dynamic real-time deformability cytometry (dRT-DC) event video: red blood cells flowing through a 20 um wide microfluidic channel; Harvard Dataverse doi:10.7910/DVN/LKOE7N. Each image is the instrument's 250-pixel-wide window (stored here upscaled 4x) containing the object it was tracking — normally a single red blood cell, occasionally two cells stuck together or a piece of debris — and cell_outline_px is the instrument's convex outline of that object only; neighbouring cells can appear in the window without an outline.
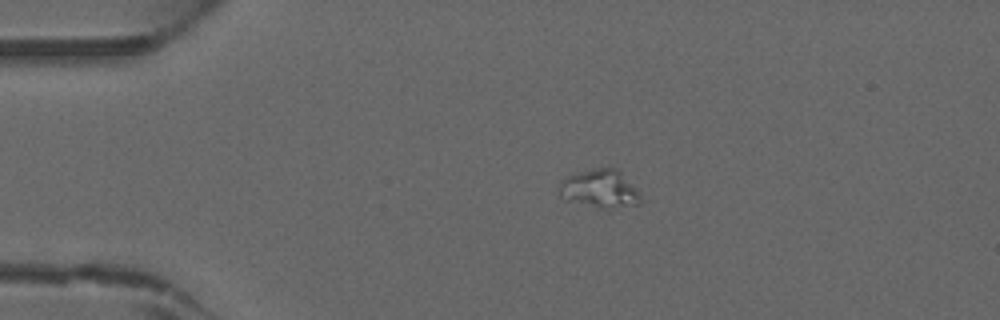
{"species": "common noctule bat (a hibernating species)", "species_latin": "Nyctalus noctula", "temperature_condition": "warm", "stored_images_in_passage": 37, "camera_frame_rate_fps": 3000, "um_per_image_px": 0.085, "animal": {"sex": "male", "forearm_length_mm": 52.5}, "frame": {"image": 1, "passage_image": 1, "time_ms": 0.0, "image_size_px": [1000, 320], "cell_outline_px": [[640, 204], [596, 204], [568, 200], [560, 196], [560, 180], [568, 176], [592, 168], [616, 168], [640, 192]], "centroid_in_image_um": [50.96, 15.95], "position_along_channel_um": 34.0, "area_um2": 16.7}}
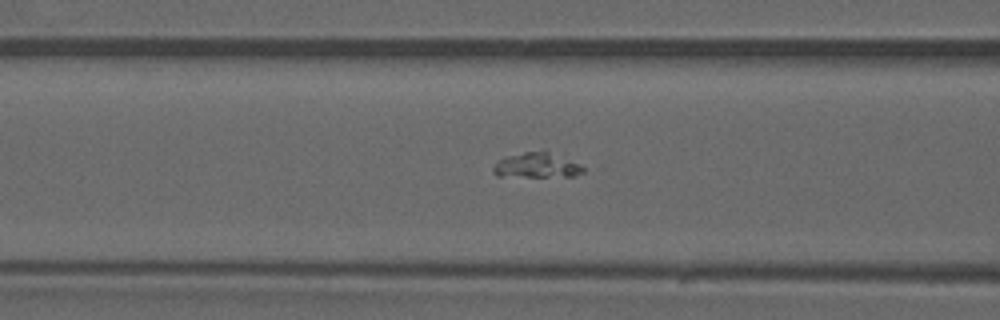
{"frame": {"image": 2, "passage_image": 10, "time_ms": 3.0, "image_size_px": [1000, 320], "cell_outline_px": [[584, 172], [572, 176], [496, 176], [492, 172], [492, 168], [500, 160], [508, 156], [524, 152], [548, 152], [580, 164], [584, 168]], "centroid_in_image_um": [45.6, 14.08], "position_along_channel_um": 121.0, "area_um2": 12.66}}
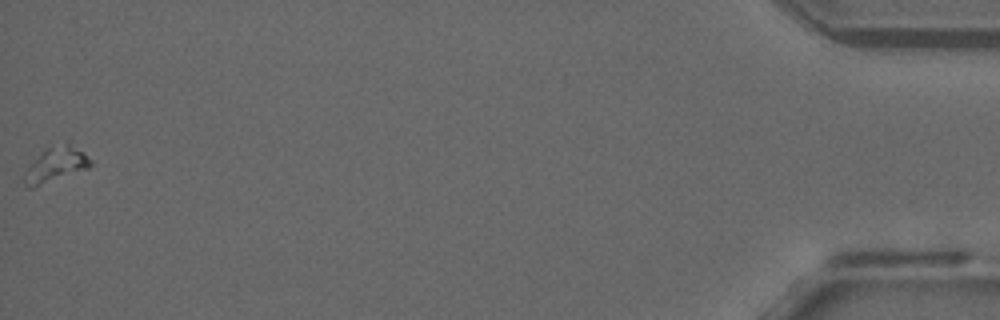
{"frame": {"image": 3, "passage_image": 37, "time_ms": 12.0, "image_size_px": [1000, 320], "cell_outline_px": [[92, 164], [88, 168], [36, 188], [28, 188], [24, 184], [24, 176], [28, 168], [48, 148], [68, 140], [92, 160]], "centroid_in_image_um": [4.78, 14.01], "position_along_channel_um": 430.4, "area_um2": 13.29}}